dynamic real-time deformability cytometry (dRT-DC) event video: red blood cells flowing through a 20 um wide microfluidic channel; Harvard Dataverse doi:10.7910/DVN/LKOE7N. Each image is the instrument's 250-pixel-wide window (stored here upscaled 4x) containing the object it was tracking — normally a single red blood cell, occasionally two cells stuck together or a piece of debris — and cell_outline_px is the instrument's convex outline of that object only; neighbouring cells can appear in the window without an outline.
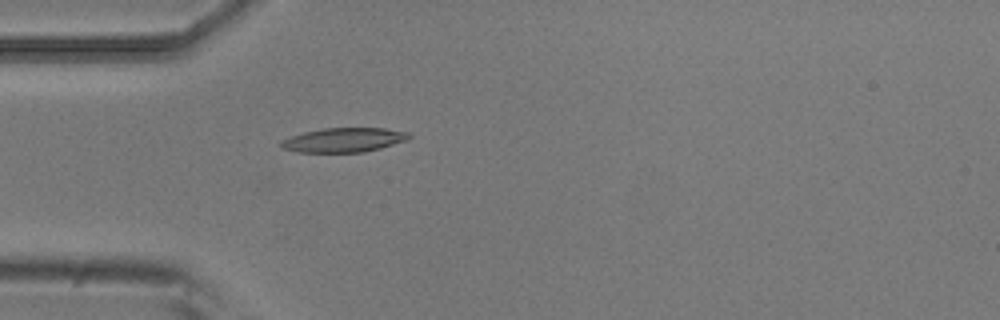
{"species": "common noctule bat (a hibernating species)", "species_latin": "Nyctalus noctula", "temperature_condition": "room temperature", "stored_images_in_passage": 3, "camera_frame_rate_fps": 3000, "um_per_image_px": 0.085, "animal": {"sex": "male", "body_mass_g": 20.5, "forearm_length_mm": 52.5}, "frame": {"image": 1, "passage_image": 3, "time_ms": 0.667, "image_size_px": [1000, 320], "cell_outline_px": [[412, 136], [408, 140], [380, 148], [364, 152], [296, 152], [280, 148], [280, 140], [304, 132], [324, 128], [384, 128], [408, 132]], "centroid_in_image_um": [29.21, 11.9], "position_along_channel_um": 55.8, "area_um2": 18.21}}